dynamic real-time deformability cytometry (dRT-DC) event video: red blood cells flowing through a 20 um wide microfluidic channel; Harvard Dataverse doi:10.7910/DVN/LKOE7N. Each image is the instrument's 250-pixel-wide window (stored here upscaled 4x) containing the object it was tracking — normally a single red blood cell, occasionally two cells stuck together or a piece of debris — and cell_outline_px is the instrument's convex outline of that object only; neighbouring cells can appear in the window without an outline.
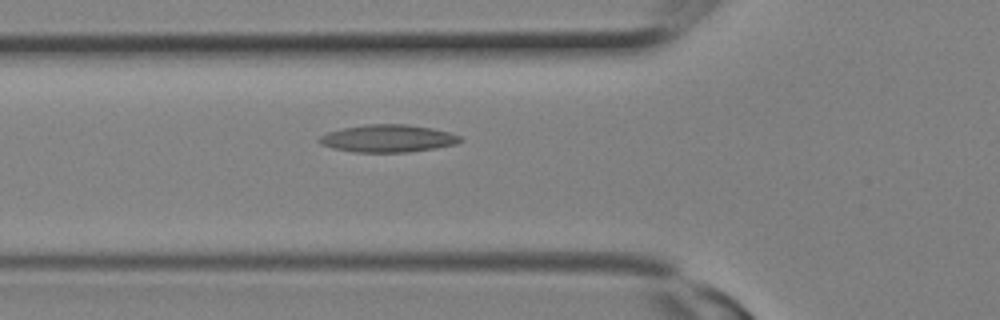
{"species": "Egyptian fruit bat (a non-hibernating species)", "species_latin": "Rousettus aegyptiacus", "temperature_condition": "room temperature", "stored_images_in_passage": 7, "camera_frame_rate_fps": 3000, "um_per_image_px": 0.085, "animal": {"sex": "female"}, "frame": {"image": 1, "passage_image": 7, "time_ms": 2.0, "image_size_px": [1000, 320], "cell_outline_px": [[464, 140], [456, 144], [436, 148], [408, 152], [352, 152], [332, 148], [320, 144], [316, 140], [320, 136], [328, 132], [344, 128], [368, 124], [408, 124], [432, 128], [448, 132], [460, 136]], "centroid_in_image_um": [32.97, 11.77], "position_along_channel_um": 92.8, "area_um2": 22.66}}